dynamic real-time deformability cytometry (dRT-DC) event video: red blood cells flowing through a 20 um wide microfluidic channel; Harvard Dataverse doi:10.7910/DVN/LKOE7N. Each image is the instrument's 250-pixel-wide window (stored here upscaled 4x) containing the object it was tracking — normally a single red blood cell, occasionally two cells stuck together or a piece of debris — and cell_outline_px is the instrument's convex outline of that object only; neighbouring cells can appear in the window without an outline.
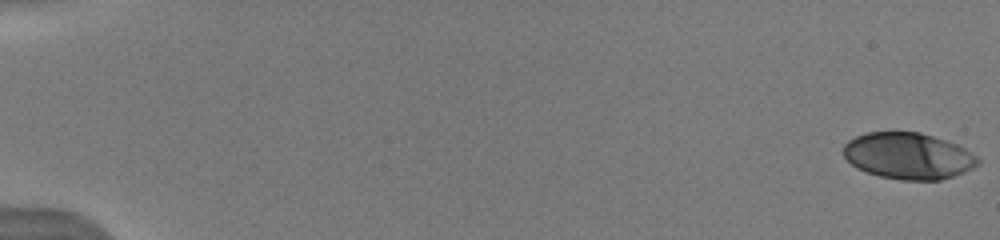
{"species": "human", "species_latin": "Homo sapiens", "temperature_condition": "warm", "stored_images_in_passage": 28, "camera_frame_rate_fps": 3000, "um_per_image_px": 0.085, "donor": {"sex": "male"}, "frame": {"image": 1, "passage_image": 1, "time_ms": 0.0, "image_size_px": [1000, 240], "cell_outline_px": [[980, 164], [964, 172], [940, 180], [900, 180], [880, 176], [856, 168], [844, 156], [844, 144], [848, 140], [856, 136], [868, 132], [920, 132], [956, 144], [972, 152], [980, 160]], "centroid_in_image_um": [77.21, 13.25], "position_along_channel_um": 7.8, "area_um2": 36.24}}
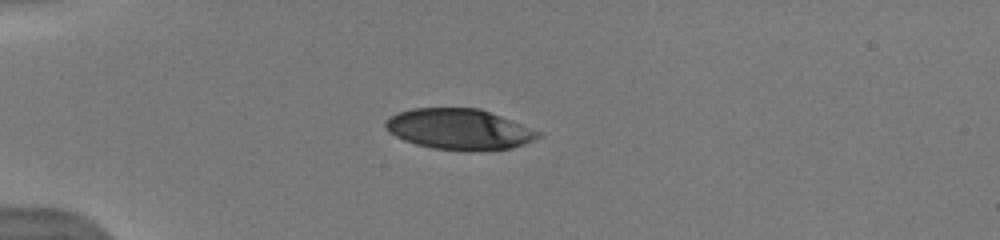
{"frame": {"image": 2, "passage_image": 14, "time_ms": 4.667, "image_size_px": [1000, 240], "cell_outline_px": [[544, 136], [536, 140], [512, 148], [468, 152], [432, 148], [416, 144], [404, 140], [388, 132], [384, 128], [384, 120], [388, 116], [412, 108], [480, 108], [512, 120], [540, 132]], "centroid_in_image_um": [39.03, 10.99], "position_along_channel_um": 46.0, "area_um2": 36.7}}
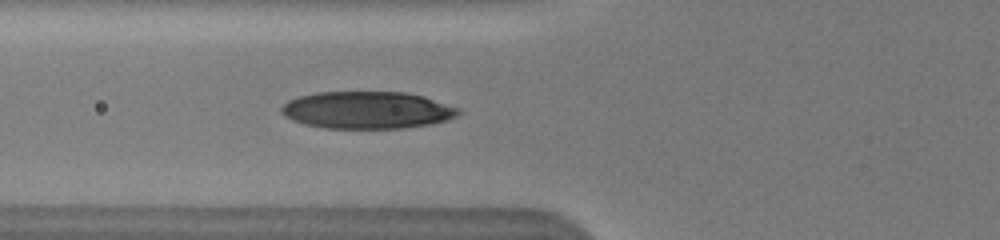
{"frame": {"image": 3, "passage_image": 19, "time_ms": 6.667, "image_size_px": [1000, 240], "cell_outline_px": [[460, 112], [456, 116], [448, 120], [428, 124], [404, 128], [324, 128], [304, 124], [292, 120], [284, 116], [280, 112], [280, 108], [288, 100], [300, 96], [316, 92], [408, 92], [424, 96], [460, 108]], "centroid_in_image_um": [31.2, 9.35], "position_along_channel_um": 94.6, "area_um2": 38.55}}